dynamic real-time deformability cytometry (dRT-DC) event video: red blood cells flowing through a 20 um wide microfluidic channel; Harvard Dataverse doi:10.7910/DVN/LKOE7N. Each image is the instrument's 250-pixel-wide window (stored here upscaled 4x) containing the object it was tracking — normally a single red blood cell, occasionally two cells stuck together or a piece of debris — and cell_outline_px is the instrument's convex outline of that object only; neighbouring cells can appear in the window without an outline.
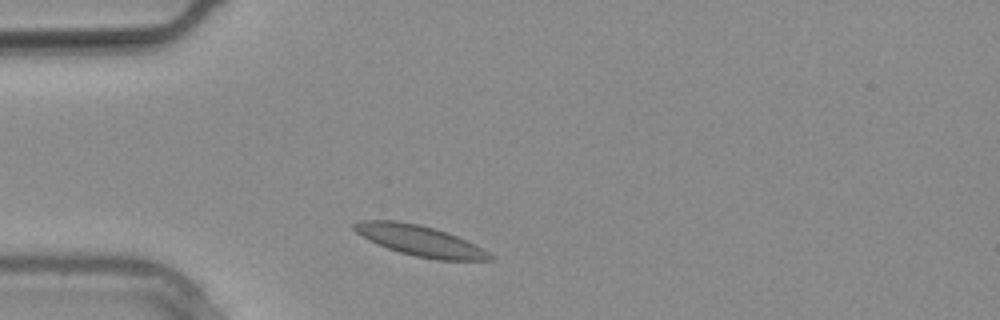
{"species": "common noctule bat (a hibernating species)", "species_latin": "Nyctalus noctula", "temperature_condition": "warm", "stored_images_in_passage": 10, "camera_frame_rate_fps": 3000, "um_per_image_px": 0.085, "animal": {"sex": "male", "body_mass_g": 20.4}, "frame": {"image": 1, "passage_image": 2, "time_ms": 0.333, "image_size_px": [1000, 320], "cell_outline_px": [[492, 260], [436, 260], [416, 256], [400, 252], [376, 244], [368, 240], [356, 232], [352, 228], [352, 224], [360, 220], [396, 220], [420, 224], [436, 228], [456, 236], [484, 248], [492, 256]], "centroid_in_image_um": [35.67, 20.44], "position_along_channel_um": 49.3, "area_um2": 24.22}}